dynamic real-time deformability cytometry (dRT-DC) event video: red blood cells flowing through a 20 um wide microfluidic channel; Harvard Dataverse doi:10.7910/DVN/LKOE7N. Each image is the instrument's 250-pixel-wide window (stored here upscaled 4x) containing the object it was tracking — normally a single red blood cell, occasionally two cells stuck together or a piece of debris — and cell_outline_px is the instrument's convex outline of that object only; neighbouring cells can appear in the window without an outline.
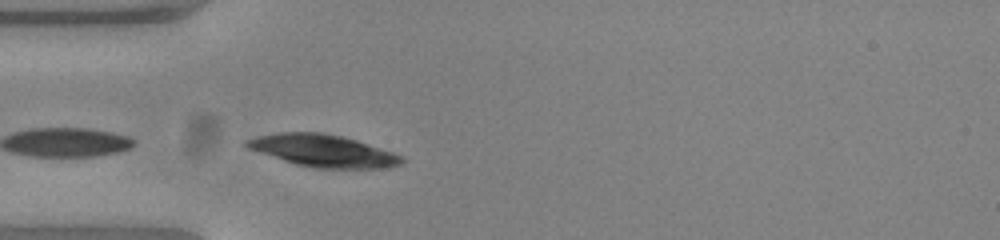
{"species": "common noctule bat (a hibernating species)", "species_latin": "Nyctalus noctula", "temperature_condition": "warm", "stored_images_in_passage": 24, "camera_frame_rate_fps": 3000, "um_per_image_px": 0.085, "animal": {"sex": "female", "body_mass_g": 23.0, "forearm_length_mm": 53.4}, "frame": {"image": 1, "passage_image": 1, "time_ms": 0.0, "image_size_px": [1000, 240], "cell_outline_px": [[404, 160], [400, 164], [380, 168], [316, 168], [296, 164], [248, 148], [244, 144], [244, 140], [256, 136], [280, 132], [320, 132], [340, 136], [356, 140], [392, 152], [400, 156]], "centroid_in_image_um": [27.42, 12.8], "position_along_channel_um": 57.6, "area_um2": 28.55}}
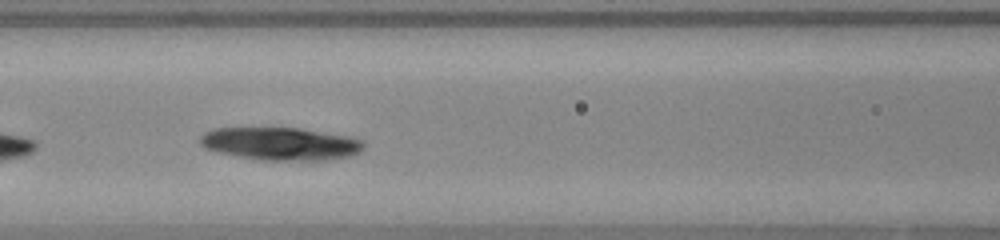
{"frame": {"image": 2, "passage_image": 8, "time_ms": 2.333, "image_size_px": [1000, 240], "cell_outline_px": [[364, 148], [360, 152], [352, 156], [332, 160], [260, 160], [216, 152], [204, 148], [200, 144], [200, 136], [204, 132], [216, 128], [300, 128], [352, 136], [364, 140]], "centroid_in_image_um": [23.9, 12.22], "position_along_channel_um": 142.7, "area_um2": 31.73}}
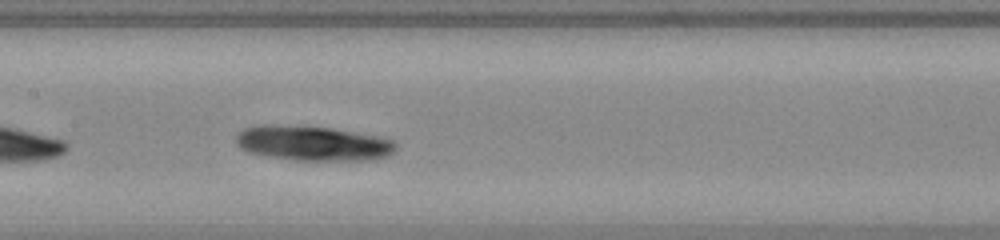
{"frame": {"image": 3, "passage_image": 11, "time_ms": 3.333, "image_size_px": [1000, 240], "cell_outline_px": [[396, 148], [388, 156], [368, 160], [296, 160], [248, 152], [240, 148], [236, 144], [236, 136], [244, 128], [264, 124], [328, 128], [372, 136], [392, 140], [396, 144]], "centroid_in_image_um": [26.55, 12.19], "position_along_channel_um": 180.9, "area_um2": 31.73}}